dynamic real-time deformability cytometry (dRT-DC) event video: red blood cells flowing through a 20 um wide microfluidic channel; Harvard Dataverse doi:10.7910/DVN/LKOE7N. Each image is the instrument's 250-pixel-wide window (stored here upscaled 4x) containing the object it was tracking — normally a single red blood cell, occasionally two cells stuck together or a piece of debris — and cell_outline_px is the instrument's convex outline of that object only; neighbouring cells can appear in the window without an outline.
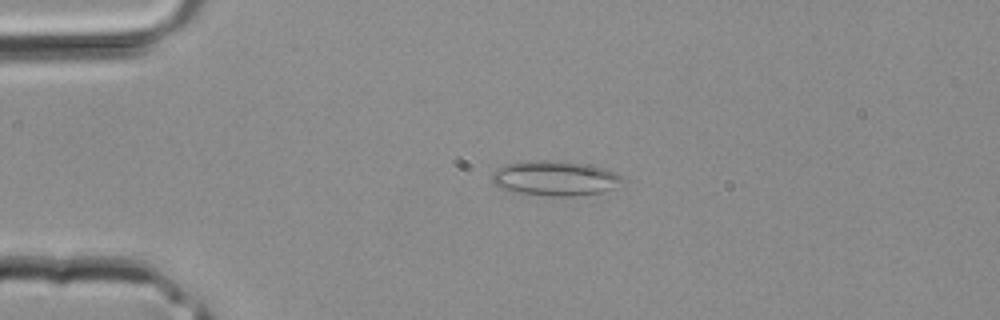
{"species": "common noctule bat (a hibernating species)", "species_latin": "Nyctalus noctula", "temperature_condition": "room temperature", "stored_images_in_passage": 33, "camera_frame_rate_fps": 3000, "um_per_image_px": 0.085, "animal": {"sex": "male", "body_mass_g": 20.4}, "frame": {"image": 1, "passage_image": 2, "time_ms": 0.333, "image_size_px": [1000, 320], "cell_outline_px": [[628, 180], [604, 192], [572, 196], [552, 196], [512, 192], [496, 188], [492, 180], [492, 172], [508, 164], [588, 164], [616, 172]], "centroid_in_image_um": [47.24, 15.24], "position_along_channel_um": 37.8, "area_um2": 25.32}}
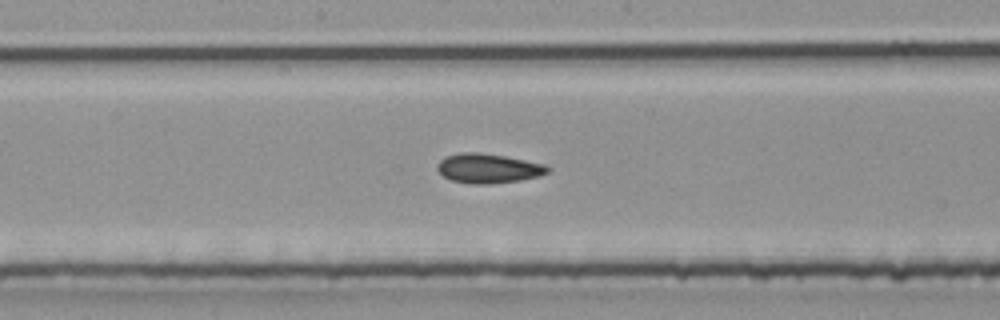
{"frame": {"image": 2, "passage_image": 14, "time_ms": 4.333, "image_size_px": [1000, 320], "cell_outline_px": [[552, 168], [548, 172], [540, 176], [520, 180], [488, 184], [472, 184], [452, 180], [444, 176], [436, 168], [436, 164], [440, 160], [448, 156], [460, 152], [480, 152], [504, 156], [544, 164]], "centroid_in_image_um": [41.51, 14.31], "position_along_channel_um": 206.7, "area_um2": 18.9}}
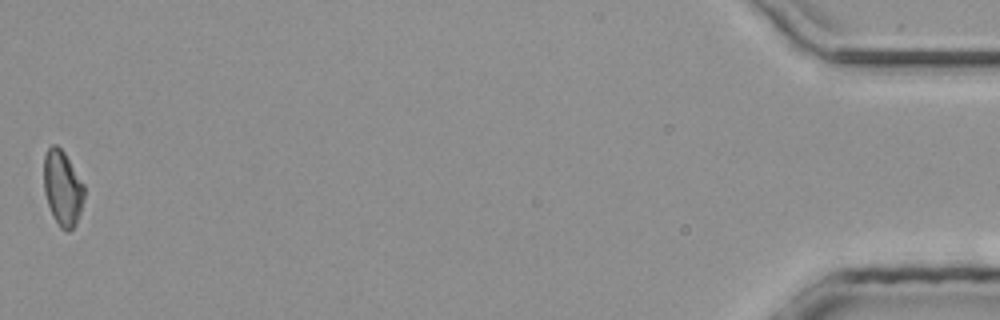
{"frame": {"image": 3, "passage_image": 33, "time_ms": 10.667, "image_size_px": [1000, 320], "cell_outline_px": [[84, 200], [76, 224], [68, 232], [60, 228], [52, 216], [44, 192], [44, 156], [48, 148], [52, 144], [56, 144], [64, 152], [84, 184]], "centroid_in_image_um": [5.31, 16.0], "position_along_channel_um": 429.9, "area_um2": 17.74}}